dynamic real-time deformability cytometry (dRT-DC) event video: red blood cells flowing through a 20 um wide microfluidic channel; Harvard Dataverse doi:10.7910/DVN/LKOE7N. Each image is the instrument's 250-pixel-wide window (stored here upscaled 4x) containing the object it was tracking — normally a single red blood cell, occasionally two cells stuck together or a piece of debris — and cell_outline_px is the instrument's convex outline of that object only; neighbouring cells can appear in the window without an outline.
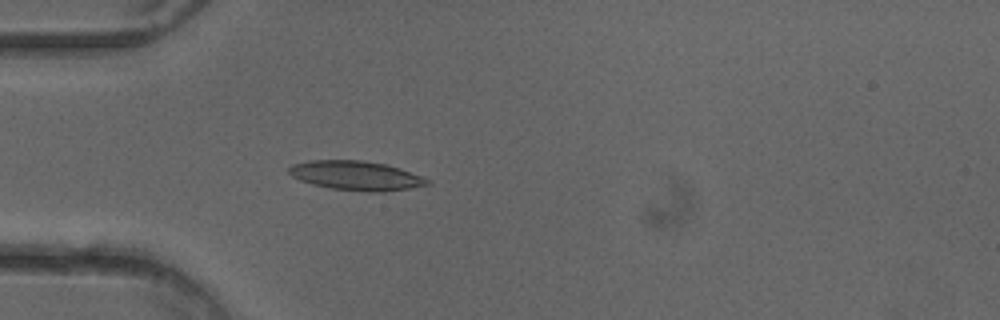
{"species": "common noctule bat (a hibernating species)", "species_latin": "Nyctalus noctula", "temperature_condition": "cold", "stored_images_in_passage": 50, "camera_frame_rate_fps": 3000, "um_per_image_px": 0.085, "animal": {"sex": "female"}, "frame": {"image": 1, "passage_image": 14, "time_ms": 4.333, "image_size_px": [1000, 320], "cell_outline_px": [[432, 184], [384, 192], [368, 192], [328, 188], [312, 184], [300, 180], [292, 176], [288, 172], [288, 168], [292, 164], [308, 160], [364, 160], [384, 164], [400, 168], [432, 180]], "centroid_in_image_um": [30.27, 14.93], "position_along_channel_um": 54.7, "area_um2": 23.81}}
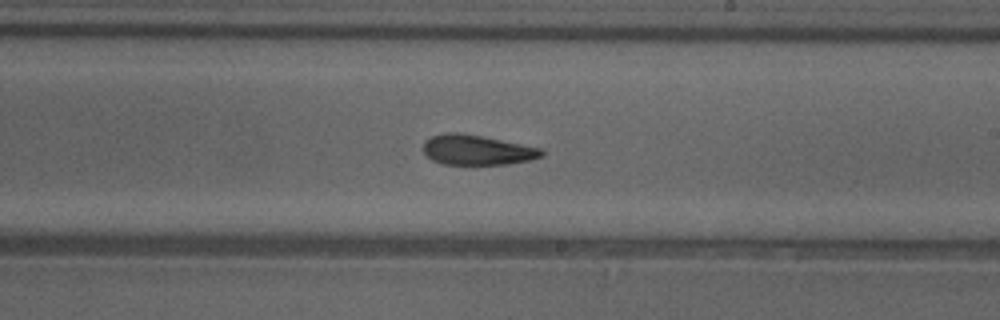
{"frame": {"image": 2, "passage_image": 29, "time_ms": 9.333, "image_size_px": [1000, 320], "cell_outline_px": [[544, 156], [532, 160], [508, 164], [444, 164], [432, 160], [424, 152], [424, 140], [432, 136], [444, 132], [460, 132], [540, 148], [544, 152]], "centroid_in_image_um": [40.54, 12.75], "position_along_channel_um": 248.5, "area_um2": 20.58}}
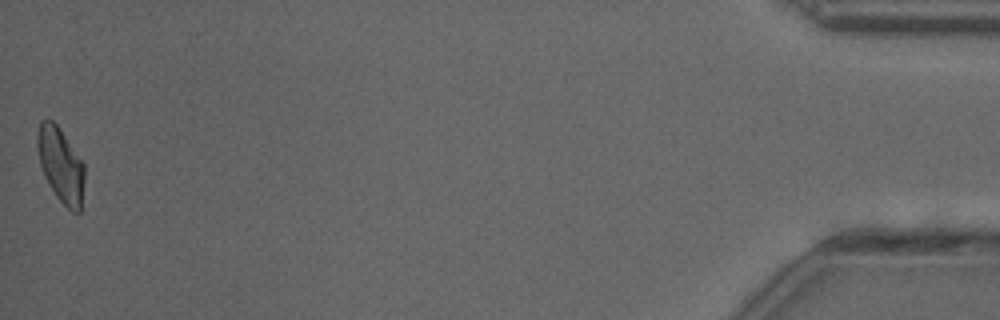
{"frame": {"image": 3, "passage_image": 50, "time_ms": 16.333, "image_size_px": [1000, 320], "cell_outline_px": [[84, 180], [80, 212], [72, 212], [56, 196], [44, 176], [40, 164], [36, 144], [36, 140], [40, 120], [52, 120], [56, 124], [84, 164]], "centroid_in_image_um": [5.15, 14.03], "position_along_channel_um": 430.1, "area_um2": 20.17}, "authors_computed_cell_mechanics": {"area_um2": 21.386, "velocity_mm_per_s": 4.0149, "shape_relaxation_time_tau1_ms": 5.174, "shape_relaxation_time_tau2_ms": 3.6133, "deformation_change_tau1": 0.1692, "deformation_change_tau2": 0.1245}}